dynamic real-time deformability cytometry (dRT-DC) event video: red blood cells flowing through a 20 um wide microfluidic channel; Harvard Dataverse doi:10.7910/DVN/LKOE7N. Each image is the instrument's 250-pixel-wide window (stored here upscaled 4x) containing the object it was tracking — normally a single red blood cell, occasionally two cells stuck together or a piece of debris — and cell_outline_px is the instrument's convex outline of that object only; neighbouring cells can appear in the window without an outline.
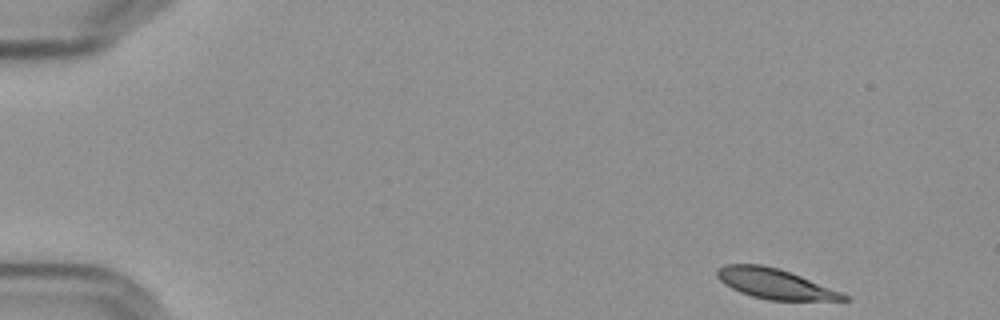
{"species": "Egyptian fruit bat (a non-hibernating species)", "species_latin": "Rousettus aegyptiacus", "temperature_condition": "cold", "stored_images_in_passage": 53, "camera_frame_rate_fps": 3000, "um_per_image_px": 0.085, "frame": {"image": 1, "passage_image": 1, "time_ms": 0.0, "image_size_px": [1000, 320], "cell_outline_px": [[848, 300], [768, 300], [752, 296], [740, 292], [724, 284], [716, 276], [716, 268], [724, 264], [760, 264], [780, 268], [840, 292], [848, 296]], "centroid_in_image_um": [65.79, 24.1], "position_along_channel_um": 19.2, "area_um2": 21.96}}
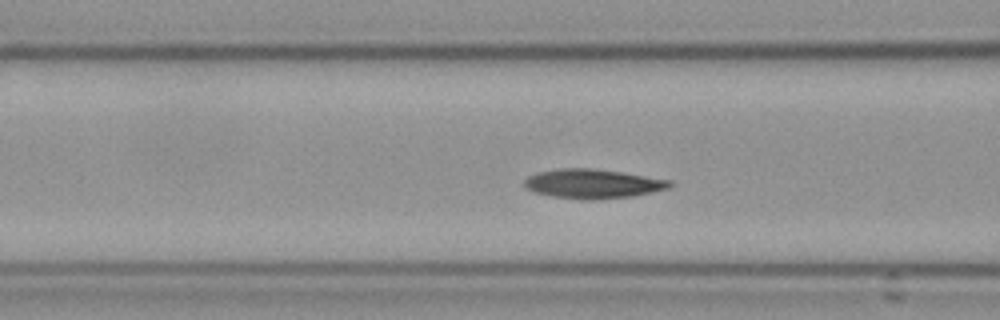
{"frame": {"image": 2, "passage_image": 19, "time_ms": 6.0, "image_size_px": [1000, 320], "cell_outline_px": [[672, 188], [632, 196], [592, 200], [580, 200], [552, 196], [536, 192], [524, 188], [524, 180], [528, 176], [536, 172], [560, 168], [592, 168], [620, 172], [672, 180]], "centroid_in_image_um": [50.38, 15.62], "position_along_channel_um": 116.2, "area_um2": 24.97}}
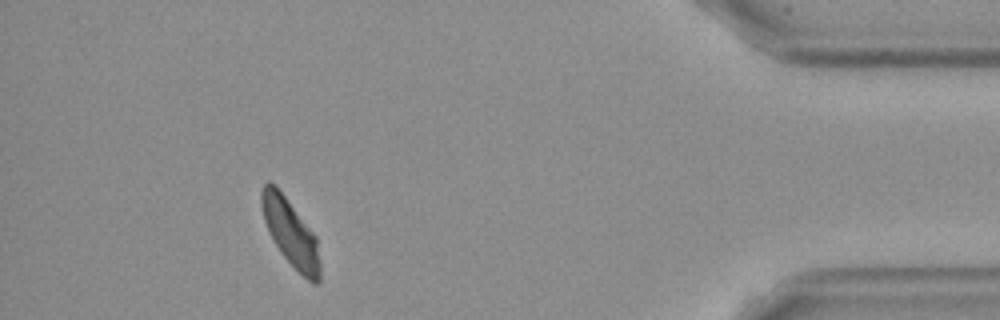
{"frame": {"image": 3, "passage_image": 48, "time_ms": 15.667, "image_size_px": [1000, 320], "cell_outline_px": [[320, 280], [316, 284], [312, 284], [280, 252], [264, 220], [260, 204], [260, 192], [264, 184], [268, 180], [276, 184], [316, 236], [320, 264]], "centroid_in_image_um": [24.69, 19.73], "position_along_channel_um": 410.5, "area_um2": 22.6}, "authors_computed_cell_mechanics": {"area_um2": 24.2182, "velocity_mm_per_s": 3.5507, "shape_relaxation_time_tau1_ms": 2.59, "shape_relaxation_time_tau2_ms": 4.7764, "deformation_change_tau1": 0.1153, "deformation_change_tau2": 0.084}}